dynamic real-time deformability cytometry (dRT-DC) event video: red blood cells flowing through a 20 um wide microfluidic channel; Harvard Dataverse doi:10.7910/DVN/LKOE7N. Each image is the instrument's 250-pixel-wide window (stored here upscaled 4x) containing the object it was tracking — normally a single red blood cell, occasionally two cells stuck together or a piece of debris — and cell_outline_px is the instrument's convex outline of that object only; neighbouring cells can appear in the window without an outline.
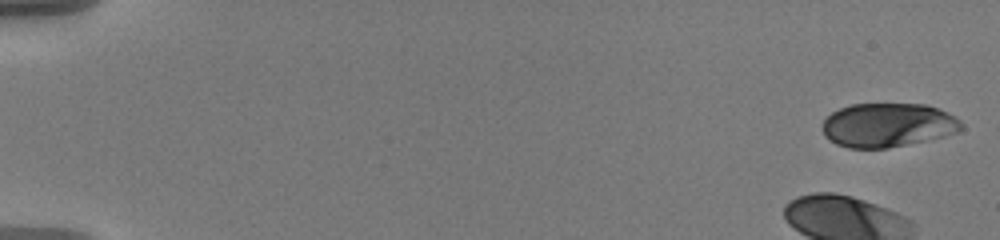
{"species": "human", "species_latin": "Homo sapiens", "temperature_condition": "warm", "stored_images_in_passage": 35, "camera_frame_rate_fps": 3000, "um_per_image_px": 0.085, "donor": {"sex": "male"}, "frame": {"image": 1, "passage_image": 1, "time_ms": 0.0, "image_size_px": [1000, 240], "cell_outline_px": [[964, 128], [956, 132], [944, 136], [888, 148], [848, 148], [836, 144], [824, 136], [824, 120], [832, 112], [840, 108], [852, 104], [928, 104], [948, 112], [960, 120], [964, 124]], "centroid_in_image_um": [75.49, 10.62], "position_along_channel_um": 9.5, "area_um2": 35.6}}